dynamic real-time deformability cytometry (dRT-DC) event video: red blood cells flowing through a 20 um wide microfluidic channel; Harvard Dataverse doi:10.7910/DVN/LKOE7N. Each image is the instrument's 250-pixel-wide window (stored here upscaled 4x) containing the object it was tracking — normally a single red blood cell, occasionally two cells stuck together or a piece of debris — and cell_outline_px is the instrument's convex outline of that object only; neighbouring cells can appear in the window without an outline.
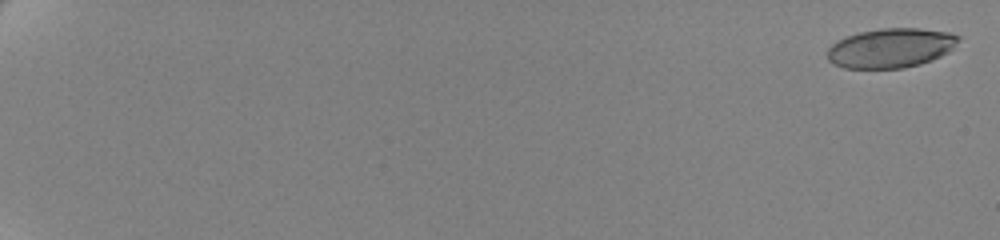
{"species": "human", "species_latin": "Homo sapiens", "temperature_condition": "cold", "stored_images_in_passage": 63, "camera_frame_rate_fps": 3000, "um_per_image_px": 0.085, "donor": {"sex": "female"}, "frame": {"image": 1, "passage_image": 2, "time_ms": 0.333, "image_size_px": [1000, 240], "cell_outline_px": [[960, 40], [948, 52], [932, 60], [920, 64], [904, 68], [844, 68], [828, 60], [828, 48], [836, 40], [860, 32], [880, 28], [920, 28], [948, 32], [960, 36]], "centroid_in_image_um": [75.73, 4.07], "position_along_channel_um": 9.3, "area_um2": 30.11}}
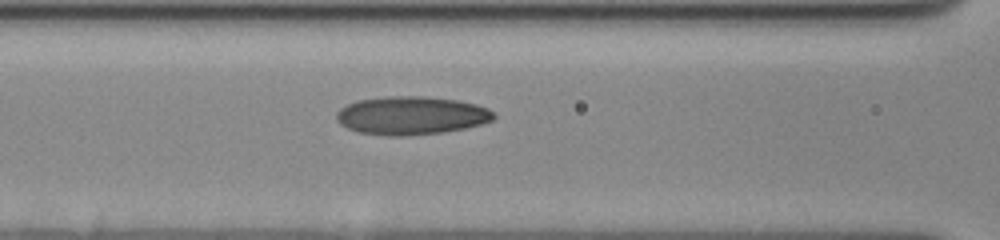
{"frame": {"image": 2, "passage_image": 32, "time_ms": 10.333, "image_size_px": [1000, 240], "cell_outline_px": [[496, 116], [492, 120], [480, 124], [464, 128], [444, 132], [408, 136], [384, 136], [356, 132], [340, 124], [336, 120], [336, 112], [340, 108], [356, 100], [388, 96], [424, 96], [456, 100], [476, 104], [488, 108]], "centroid_in_image_um": [34.92, 9.82], "position_along_channel_um": 131.7, "area_um2": 35.32}}
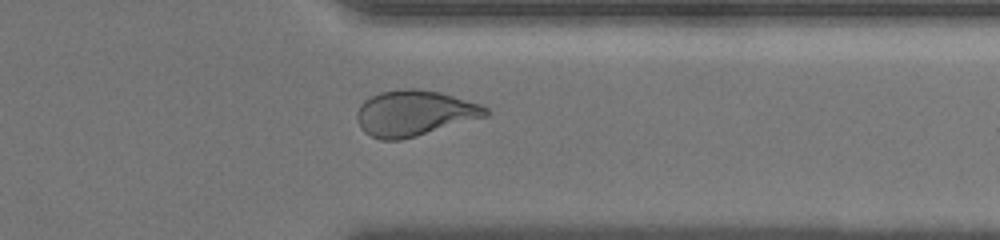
{"frame": {"image": 3, "passage_image": 53, "time_ms": 17.333, "image_size_px": [1000, 240], "cell_outline_px": [[488, 116], [416, 136], [400, 140], [380, 140], [364, 132], [360, 128], [356, 116], [360, 104], [364, 100], [380, 92], [404, 88], [416, 88], [440, 92], [480, 104], [488, 108]], "centroid_in_image_um": [35.2, 9.62], "position_along_channel_um": 376.2, "area_um2": 34.22}, "authors_computed_cell_mechanics": {"area_um2": 32.8304, "velocity_mm_per_s": 3.4955, "shape_relaxation_time_tau1_ms": 6.286, "shape_relaxation_time_tau2_ms": 1.7237, "deformation_change_tau1": 0.1769, "deformation_change_tau2": 0.0791}}